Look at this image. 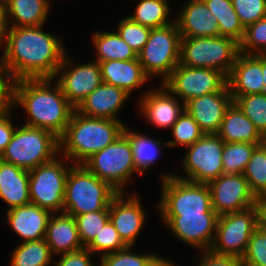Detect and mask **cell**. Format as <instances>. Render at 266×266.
Instances as JSON below:
<instances>
[{
	"label": "cell",
	"mask_w": 266,
	"mask_h": 266,
	"mask_svg": "<svg viewBox=\"0 0 266 266\" xmlns=\"http://www.w3.org/2000/svg\"><path fill=\"white\" fill-rule=\"evenodd\" d=\"M262 74H263V82L266 93V53H262Z\"/></svg>",
	"instance_id": "51"
},
{
	"label": "cell",
	"mask_w": 266,
	"mask_h": 266,
	"mask_svg": "<svg viewBox=\"0 0 266 266\" xmlns=\"http://www.w3.org/2000/svg\"><path fill=\"white\" fill-rule=\"evenodd\" d=\"M81 243L86 247L110 220L109 210H100L74 216Z\"/></svg>",
	"instance_id": "38"
},
{
	"label": "cell",
	"mask_w": 266,
	"mask_h": 266,
	"mask_svg": "<svg viewBox=\"0 0 266 266\" xmlns=\"http://www.w3.org/2000/svg\"><path fill=\"white\" fill-rule=\"evenodd\" d=\"M60 154L59 138L51 131L23 125L16 127L11 142L0 159L31 171L54 160Z\"/></svg>",
	"instance_id": "5"
},
{
	"label": "cell",
	"mask_w": 266,
	"mask_h": 266,
	"mask_svg": "<svg viewBox=\"0 0 266 266\" xmlns=\"http://www.w3.org/2000/svg\"><path fill=\"white\" fill-rule=\"evenodd\" d=\"M181 37H217L219 24L202 0H188L174 19Z\"/></svg>",
	"instance_id": "22"
},
{
	"label": "cell",
	"mask_w": 266,
	"mask_h": 266,
	"mask_svg": "<svg viewBox=\"0 0 266 266\" xmlns=\"http://www.w3.org/2000/svg\"><path fill=\"white\" fill-rule=\"evenodd\" d=\"M161 84L185 104L192 98L221 91L227 85V77L216 69L179 63Z\"/></svg>",
	"instance_id": "13"
},
{
	"label": "cell",
	"mask_w": 266,
	"mask_h": 266,
	"mask_svg": "<svg viewBox=\"0 0 266 266\" xmlns=\"http://www.w3.org/2000/svg\"><path fill=\"white\" fill-rule=\"evenodd\" d=\"M93 253L84 247L81 250L60 254L55 266H94L91 256Z\"/></svg>",
	"instance_id": "46"
},
{
	"label": "cell",
	"mask_w": 266,
	"mask_h": 266,
	"mask_svg": "<svg viewBox=\"0 0 266 266\" xmlns=\"http://www.w3.org/2000/svg\"><path fill=\"white\" fill-rule=\"evenodd\" d=\"M14 82L15 80L0 61V113L14 109Z\"/></svg>",
	"instance_id": "45"
},
{
	"label": "cell",
	"mask_w": 266,
	"mask_h": 266,
	"mask_svg": "<svg viewBox=\"0 0 266 266\" xmlns=\"http://www.w3.org/2000/svg\"><path fill=\"white\" fill-rule=\"evenodd\" d=\"M43 27H9L0 61L15 81L53 79L62 64L66 54L62 39Z\"/></svg>",
	"instance_id": "1"
},
{
	"label": "cell",
	"mask_w": 266,
	"mask_h": 266,
	"mask_svg": "<svg viewBox=\"0 0 266 266\" xmlns=\"http://www.w3.org/2000/svg\"><path fill=\"white\" fill-rule=\"evenodd\" d=\"M11 0H0V5L8 6Z\"/></svg>",
	"instance_id": "53"
},
{
	"label": "cell",
	"mask_w": 266,
	"mask_h": 266,
	"mask_svg": "<svg viewBox=\"0 0 266 266\" xmlns=\"http://www.w3.org/2000/svg\"><path fill=\"white\" fill-rule=\"evenodd\" d=\"M126 197L124 192L118 193L109 205V217L120 238L127 246L136 244L145 223V209L137 194Z\"/></svg>",
	"instance_id": "17"
},
{
	"label": "cell",
	"mask_w": 266,
	"mask_h": 266,
	"mask_svg": "<svg viewBox=\"0 0 266 266\" xmlns=\"http://www.w3.org/2000/svg\"><path fill=\"white\" fill-rule=\"evenodd\" d=\"M227 85L233 102L242 95L265 93L262 74V53H239L227 77Z\"/></svg>",
	"instance_id": "20"
},
{
	"label": "cell",
	"mask_w": 266,
	"mask_h": 266,
	"mask_svg": "<svg viewBox=\"0 0 266 266\" xmlns=\"http://www.w3.org/2000/svg\"><path fill=\"white\" fill-rule=\"evenodd\" d=\"M154 266H165V258L161 257V259Z\"/></svg>",
	"instance_id": "52"
},
{
	"label": "cell",
	"mask_w": 266,
	"mask_h": 266,
	"mask_svg": "<svg viewBox=\"0 0 266 266\" xmlns=\"http://www.w3.org/2000/svg\"><path fill=\"white\" fill-rule=\"evenodd\" d=\"M171 130L174 139L166 141L168 147L176 145L188 147L204 135L198 123L186 110L179 116Z\"/></svg>",
	"instance_id": "37"
},
{
	"label": "cell",
	"mask_w": 266,
	"mask_h": 266,
	"mask_svg": "<svg viewBox=\"0 0 266 266\" xmlns=\"http://www.w3.org/2000/svg\"><path fill=\"white\" fill-rule=\"evenodd\" d=\"M206 7L216 17L219 24V36L234 39L240 43L243 39L245 28L240 22L232 0H202Z\"/></svg>",
	"instance_id": "31"
},
{
	"label": "cell",
	"mask_w": 266,
	"mask_h": 266,
	"mask_svg": "<svg viewBox=\"0 0 266 266\" xmlns=\"http://www.w3.org/2000/svg\"><path fill=\"white\" fill-rule=\"evenodd\" d=\"M71 65H73L71 67ZM61 87L68 102L76 109L81 102L92 93L102 81L98 62L74 63L67 53L53 78Z\"/></svg>",
	"instance_id": "14"
},
{
	"label": "cell",
	"mask_w": 266,
	"mask_h": 266,
	"mask_svg": "<svg viewBox=\"0 0 266 266\" xmlns=\"http://www.w3.org/2000/svg\"><path fill=\"white\" fill-rule=\"evenodd\" d=\"M217 135L224 142L251 144H261L264 138L234 102L226 110Z\"/></svg>",
	"instance_id": "27"
},
{
	"label": "cell",
	"mask_w": 266,
	"mask_h": 266,
	"mask_svg": "<svg viewBox=\"0 0 266 266\" xmlns=\"http://www.w3.org/2000/svg\"><path fill=\"white\" fill-rule=\"evenodd\" d=\"M161 177L162 198L157 206L160 215L201 214L212 208L207 184L183 180L171 173Z\"/></svg>",
	"instance_id": "8"
},
{
	"label": "cell",
	"mask_w": 266,
	"mask_h": 266,
	"mask_svg": "<svg viewBox=\"0 0 266 266\" xmlns=\"http://www.w3.org/2000/svg\"><path fill=\"white\" fill-rule=\"evenodd\" d=\"M82 165L125 194V185L136 173L130 141L124 133L103 150L92 154Z\"/></svg>",
	"instance_id": "9"
},
{
	"label": "cell",
	"mask_w": 266,
	"mask_h": 266,
	"mask_svg": "<svg viewBox=\"0 0 266 266\" xmlns=\"http://www.w3.org/2000/svg\"><path fill=\"white\" fill-rule=\"evenodd\" d=\"M168 0H139L135 12L128 17L150 29L167 26L174 22L168 19L170 6Z\"/></svg>",
	"instance_id": "32"
},
{
	"label": "cell",
	"mask_w": 266,
	"mask_h": 266,
	"mask_svg": "<svg viewBox=\"0 0 266 266\" xmlns=\"http://www.w3.org/2000/svg\"><path fill=\"white\" fill-rule=\"evenodd\" d=\"M0 199L8 210L31 203L29 171L0 159Z\"/></svg>",
	"instance_id": "26"
},
{
	"label": "cell",
	"mask_w": 266,
	"mask_h": 266,
	"mask_svg": "<svg viewBox=\"0 0 266 266\" xmlns=\"http://www.w3.org/2000/svg\"><path fill=\"white\" fill-rule=\"evenodd\" d=\"M123 133L130 141L132 148L133 161L136 168V172L142 175L144 171L155 164V161L159 156V149L161 146L168 145L167 142L162 143L158 139L146 136L140 132L133 131L125 125Z\"/></svg>",
	"instance_id": "29"
},
{
	"label": "cell",
	"mask_w": 266,
	"mask_h": 266,
	"mask_svg": "<svg viewBox=\"0 0 266 266\" xmlns=\"http://www.w3.org/2000/svg\"><path fill=\"white\" fill-rule=\"evenodd\" d=\"M181 34L173 23L151 29L148 40L137 54L138 61L149 77H161L162 82L179 64Z\"/></svg>",
	"instance_id": "7"
},
{
	"label": "cell",
	"mask_w": 266,
	"mask_h": 266,
	"mask_svg": "<svg viewBox=\"0 0 266 266\" xmlns=\"http://www.w3.org/2000/svg\"><path fill=\"white\" fill-rule=\"evenodd\" d=\"M124 128L121 120L87 117L74 110L65 133L59 138L60 155L73 164H82L114 142Z\"/></svg>",
	"instance_id": "3"
},
{
	"label": "cell",
	"mask_w": 266,
	"mask_h": 266,
	"mask_svg": "<svg viewBox=\"0 0 266 266\" xmlns=\"http://www.w3.org/2000/svg\"><path fill=\"white\" fill-rule=\"evenodd\" d=\"M254 195L266 196V149L258 145L243 172Z\"/></svg>",
	"instance_id": "35"
},
{
	"label": "cell",
	"mask_w": 266,
	"mask_h": 266,
	"mask_svg": "<svg viewBox=\"0 0 266 266\" xmlns=\"http://www.w3.org/2000/svg\"><path fill=\"white\" fill-rule=\"evenodd\" d=\"M97 53L96 62L138 59L136 52L115 32L97 31L91 37Z\"/></svg>",
	"instance_id": "30"
},
{
	"label": "cell",
	"mask_w": 266,
	"mask_h": 266,
	"mask_svg": "<svg viewBox=\"0 0 266 266\" xmlns=\"http://www.w3.org/2000/svg\"><path fill=\"white\" fill-rule=\"evenodd\" d=\"M165 266H175L174 262H171V260L165 259Z\"/></svg>",
	"instance_id": "54"
},
{
	"label": "cell",
	"mask_w": 266,
	"mask_h": 266,
	"mask_svg": "<svg viewBox=\"0 0 266 266\" xmlns=\"http://www.w3.org/2000/svg\"><path fill=\"white\" fill-rule=\"evenodd\" d=\"M10 113L11 111L0 113V155L11 142L12 136L17 127L16 125L14 126L11 121L12 115Z\"/></svg>",
	"instance_id": "48"
},
{
	"label": "cell",
	"mask_w": 266,
	"mask_h": 266,
	"mask_svg": "<svg viewBox=\"0 0 266 266\" xmlns=\"http://www.w3.org/2000/svg\"><path fill=\"white\" fill-rule=\"evenodd\" d=\"M232 4L244 28L266 17V0H232Z\"/></svg>",
	"instance_id": "44"
},
{
	"label": "cell",
	"mask_w": 266,
	"mask_h": 266,
	"mask_svg": "<svg viewBox=\"0 0 266 266\" xmlns=\"http://www.w3.org/2000/svg\"><path fill=\"white\" fill-rule=\"evenodd\" d=\"M119 36L138 54L146 44L151 29L125 16L115 29Z\"/></svg>",
	"instance_id": "42"
},
{
	"label": "cell",
	"mask_w": 266,
	"mask_h": 266,
	"mask_svg": "<svg viewBox=\"0 0 266 266\" xmlns=\"http://www.w3.org/2000/svg\"><path fill=\"white\" fill-rule=\"evenodd\" d=\"M53 256L45 239L21 242L11 254L10 266H49Z\"/></svg>",
	"instance_id": "33"
},
{
	"label": "cell",
	"mask_w": 266,
	"mask_h": 266,
	"mask_svg": "<svg viewBox=\"0 0 266 266\" xmlns=\"http://www.w3.org/2000/svg\"><path fill=\"white\" fill-rule=\"evenodd\" d=\"M8 29L9 23L7 17V7L4 5H0V46L3 45Z\"/></svg>",
	"instance_id": "50"
},
{
	"label": "cell",
	"mask_w": 266,
	"mask_h": 266,
	"mask_svg": "<svg viewBox=\"0 0 266 266\" xmlns=\"http://www.w3.org/2000/svg\"><path fill=\"white\" fill-rule=\"evenodd\" d=\"M234 103L254 124L260 134L266 136V93L242 95Z\"/></svg>",
	"instance_id": "36"
},
{
	"label": "cell",
	"mask_w": 266,
	"mask_h": 266,
	"mask_svg": "<svg viewBox=\"0 0 266 266\" xmlns=\"http://www.w3.org/2000/svg\"><path fill=\"white\" fill-rule=\"evenodd\" d=\"M129 97L119 87L103 82L75 110L87 117L120 120L117 114Z\"/></svg>",
	"instance_id": "23"
},
{
	"label": "cell",
	"mask_w": 266,
	"mask_h": 266,
	"mask_svg": "<svg viewBox=\"0 0 266 266\" xmlns=\"http://www.w3.org/2000/svg\"><path fill=\"white\" fill-rule=\"evenodd\" d=\"M53 80H16L13 104L24 107L28 117L24 125L51 131L60 138L65 133L75 108L68 102L57 82L52 86Z\"/></svg>",
	"instance_id": "2"
},
{
	"label": "cell",
	"mask_w": 266,
	"mask_h": 266,
	"mask_svg": "<svg viewBox=\"0 0 266 266\" xmlns=\"http://www.w3.org/2000/svg\"><path fill=\"white\" fill-rule=\"evenodd\" d=\"M171 232L183 243L200 251L210 250L219 215L211 208L206 213L192 215H160Z\"/></svg>",
	"instance_id": "15"
},
{
	"label": "cell",
	"mask_w": 266,
	"mask_h": 266,
	"mask_svg": "<svg viewBox=\"0 0 266 266\" xmlns=\"http://www.w3.org/2000/svg\"><path fill=\"white\" fill-rule=\"evenodd\" d=\"M239 53V43L232 38L181 37L179 63L216 69L228 77Z\"/></svg>",
	"instance_id": "6"
},
{
	"label": "cell",
	"mask_w": 266,
	"mask_h": 266,
	"mask_svg": "<svg viewBox=\"0 0 266 266\" xmlns=\"http://www.w3.org/2000/svg\"><path fill=\"white\" fill-rule=\"evenodd\" d=\"M211 205L218 215L252 207L256 196L243 174H222L208 184Z\"/></svg>",
	"instance_id": "16"
},
{
	"label": "cell",
	"mask_w": 266,
	"mask_h": 266,
	"mask_svg": "<svg viewBox=\"0 0 266 266\" xmlns=\"http://www.w3.org/2000/svg\"><path fill=\"white\" fill-rule=\"evenodd\" d=\"M50 1L11 0L7 6L9 27H36L44 25L50 11Z\"/></svg>",
	"instance_id": "28"
},
{
	"label": "cell",
	"mask_w": 266,
	"mask_h": 266,
	"mask_svg": "<svg viewBox=\"0 0 266 266\" xmlns=\"http://www.w3.org/2000/svg\"><path fill=\"white\" fill-rule=\"evenodd\" d=\"M233 103L228 85L221 91L198 96L185 103V110L204 134H217L226 110Z\"/></svg>",
	"instance_id": "18"
},
{
	"label": "cell",
	"mask_w": 266,
	"mask_h": 266,
	"mask_svg": "<svg viewBox=\"0 0 266 266\" xmlns=\"http://www.w3.org/2000/svg\"><path fill=\"white\" fill-rule=\"evenodd\" d=\"M44 239L53 255L74 252L84 248L78 235L74 217L64 212L52 214Z\"/></svg>",
	"instance_id": "25"
},
{
	"label": "cell",
	"mask_w": 266,
	"mask_h": 266,
	"mask_svg": "<svg viewBox=\"0 0 266 266\" xmlns=\"http://www.w3.org/2000/svg\"><path fill=\"white\" fill-rule=\"evenodd\" d=\"M99 65L102 81L119 87L129 95L150 79L138 59L108 60L99 62Z\"/></svg>",
	"instance_id": "24"
},
{
	"label": "cell",
	"mask_w": 266,
	"mask_h": 266,
	"mask_svg": "<svg viewBox=\"0 0 266 266\" xmlns=\"http://www.w3.org/2000/svg\"><path fill=\"white\" fill-rule=\"evenodd\" d=\"M162 88V89H161ZM159 89H150L143 93V97L139 98V110L155 127L170 128L178 120L179 116L185 110V104L178 103L175 95L172 94L163 84ZM161 89V90H160Z\"/></svg>",
	"instance_id": "19"
},
{
	"label": "cell",
	"mask_w": 266,
	"mask_h": 266,
	"mask_svg": "<svg viewBox=\"0 0 266 266\" xmlns=\"http://www.w3.org/2000/svg\"><path fill=\"white\" fill-rule=\"evenodd\" d=\"M132 246L114 253L100 256V266H154L161 256L151 254H135ZM131 251V252H130Z\"/></svg>",
	"instance_id": "39"
},
{
	"label": "cell",
	"mask_w": 266,
	"mask_h": 266,
	"mask_svg": "<svg viewBox=\"0 0 266 266\" xmlns=\"http://www.w3.org/2000/svg\"><path fill=\"white\" fill-rule=\"evenodd\" d=\"M239 52L247 55L266 53V17L245 28Z\"/></svg>",
	"instance_id": "41"
},
{
	"label": "cell",
	"mask_w": 266,
	"mask_h": 266,
	"mask_svg": "<svg viewBox=\"0 0 266 266\" xmlns=\"http://www.w3.org/2000/svg\"><path fill=\"white\" fill-rule=\"evenodd\" d=\"M63 161L65 164L56 157L29 171L31 203L52 213L63 212L67 174L74 165L70 161Z\"/></svg>",
	"instance_id": "10"
},
{
	"label": "cell",
	"mask_w": 266,
	"mask_h": 266,
	"mask_svg": "<svg viewBox=\"0 0 266 266\" xmlns=\"http://www.w3.org/2000/svg\"><path fill=\"white\" fill-rule=\"evenodd\" d=\"M258 145L260 144L225 142L222 153L223 174H243Z\"/></svg>",
	"instance_id": "34"
},
{
	"label": "cell",
	"mask_w": 266,
	"mask_h": 266,
	"mask_svg": "<svg viewBox=\"0 0 266 266\" xmlns=\"http://www.w3.org/2000/svg\"><path fill=\"white\" fill-rule=\"evenodd\" d=\"M200 253L202 257L196 266H243L241 259L233 256L219 255L211 250L201 251Z\"/></svg>",
	"instance_id": "47"
},
{
	"label": "cell",
	"mask_w": 266,
	"mask_h": 266,
	"mask_svg": "<svg viewBox=\"0 0 266 266\" xmlns=\"http://www.w3.org/2000/svg\"><path fill=\"white\" fill-rule=\"evenodd\" d=\"M118 193L108 182L99 179L82 164H74L67 174L63 212L74 217L109 210L111 201Z\"/></svg>",
	"instance_id": "4"
},
{
	"label": "cell",
	"mask_w": 266,
	"mask_h": 266,
	"mask_svg": "<svg viewBox=\"0 0 266 266\" xmlns=\"http://www.w3.org/2000/svg\"><path fill=\"white\" fill-rule=\"evenodd\" d=\"M261 145L266 149V136L263 138Z\"/></svg>",
	"instance_id": "55"
},
{
	"label": "cell",
	"mask_w": 266,
	"mask_h": 266,
	"mask_svg": "<svg viewBox=\"0 0 266 266\" xmlns=\"http://www.w3.org/2000/svg\"><path fill=\"white\" fill-rule=\"evenodd\" d=\"M255 229L256 213L253 206L242 211L219 215L210 250L219 255L242 259Z\"/></svg>",
	"instance_id": "12"
},
{
	"label": "cell",
	"mask_w": 266,
	"mask_h": 266,
	"mask_svg": "<svg viewBox=\"0 0 266 266\" xmlns=\"http://www.w3.org/2000/svg\"><path fill=\"white\" fill-rule=\"evenodd\" d=\"M241 262L243 266H266V231L254 230Z\"/></svg>",
	"instance_id": "43"
},
{
	"label": "cell",
	"mask_w": 266,
	"mask_h": 266,
	"mask_svg": "<svg viewBox=\"0 0 266 266\" xmlns=\"http://www.w3.org/2000/svg\"><path fill=\"white\" fill-rule=\"evenodd\" d=\"M52 214L49 210L40 208L36 204L28 203L7 210L6 224L11 226V229L23 239V242L38 241L45 238Z\"/></svg>",
	"instance_id": "21"
},
{
	"label": "cell",
	"mask_w": 266,
	"mask_h": 266,
	"mask_svg": "<svg viewBox=\"0 0 266 266\" xmlns=\"http://www.w3.org/2000/svg\"><path fill=\"white\" fill-rule=\"evenodd\" d=\"M127 245L120 238L113 223L109 220L96 235V237L86 246L93 254L101 253L100 256L117 252L126 248Z\"/></svg>",
	"instance_id": "40"
},
{
	"label": "cell",
	"mask_w": 266,
	"mask_h": 266,
	"mask_svg": "<svg viewBox=\"0 0 266 266\" xmlns=\"http://www.w3.org/2000/svg\"><path fill=\"white\" fill-rule=\"evenodd\" d=\"M253 208L256 213V228L266 231V196H257Z\"/></svg>",
	"instance_id": "49"
},
{
	"label": "cell",
	"mask_w": 266,
	"mask_h": 266,
	"mask_svg": "<svg viewBox=\"0 0 266 266\" xmlns=\"http://www.w3.org/2000/svg\"><path fill=\"white\" fill-rule=\"evenodd\" d=\"M225 142L217 134H204L187 147L182 160L185 176L175 177L208 184L223 174L222 153Z\"/></svg>",
	"instance_id": "11"
}]
</instances>
